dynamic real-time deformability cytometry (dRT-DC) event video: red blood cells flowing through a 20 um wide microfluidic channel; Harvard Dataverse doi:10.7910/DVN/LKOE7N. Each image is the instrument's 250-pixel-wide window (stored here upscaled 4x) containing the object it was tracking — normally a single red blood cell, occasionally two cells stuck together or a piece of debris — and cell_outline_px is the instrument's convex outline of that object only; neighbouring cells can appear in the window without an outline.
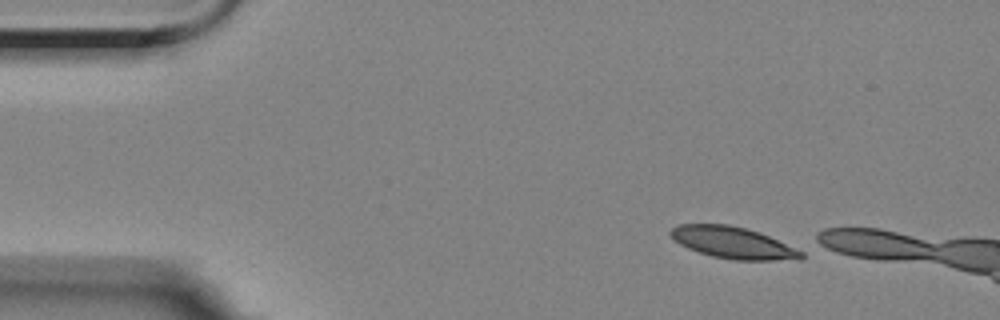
{"species": "Egyptian fruit bat (a non-hibernating species)", "species_latin": "Rousettus aegyptiacus", "temperature_condition": "room temperature", "stored_images_in_passage": 7, "camera_frame_rate_fps": 3000, "um_per_image_px": 0.085, "animal": {"sex": "female"}, "frame": {"image": 1, "passage_image": 1, "time_ms": 0.0, "image_size_px": [1000, 320], "cell_outline_px": [[804, 256], [800, 260], [732, 260], [712, 256], [688, 248], [680, 244], [668, 232], [672, 228], [680, 224], [728, 224], [760, 232], [804, 252]], "centroid_in_image_um": [62.33, 20.64], "position_along_channel_um": 22.7, "area_um2": 23.99}}